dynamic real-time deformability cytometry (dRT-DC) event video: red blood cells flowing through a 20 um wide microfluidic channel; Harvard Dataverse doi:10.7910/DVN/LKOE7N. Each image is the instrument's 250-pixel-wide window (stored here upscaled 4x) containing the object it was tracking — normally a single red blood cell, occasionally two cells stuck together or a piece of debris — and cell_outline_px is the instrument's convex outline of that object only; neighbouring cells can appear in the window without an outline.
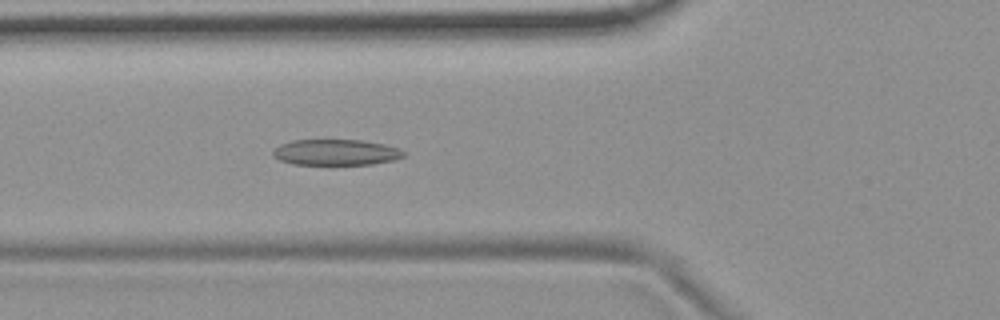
{"species": "common noctule bat (a hibernating species)", "species_latin": "Nyctalus noctula", "temperature_condition": "room temperature", "stored_images_in_passage": 5, "camera_frame_rate_fps": 3000, "um_per_image_px": 0.085, "animal": {"sex": "female", "body_mass_g": 19.9}, "frame": {"image": 1, "passage_image": 5, "time_ms": 4.667, "image_size_px": [1000, 320], "cell_outline_px": [[404, 156], [396, 160], [372, 164], [292, 164], [280, 160], [272, 156], [272, 152], [280, 144], [292, 140], [360, 140], [384, 144], [400, 148], [404, 152]], "centroid_in_image_um": [28.56, 12.94], "position_along_channel_um": 97.2, "area_um2": 19.71}}